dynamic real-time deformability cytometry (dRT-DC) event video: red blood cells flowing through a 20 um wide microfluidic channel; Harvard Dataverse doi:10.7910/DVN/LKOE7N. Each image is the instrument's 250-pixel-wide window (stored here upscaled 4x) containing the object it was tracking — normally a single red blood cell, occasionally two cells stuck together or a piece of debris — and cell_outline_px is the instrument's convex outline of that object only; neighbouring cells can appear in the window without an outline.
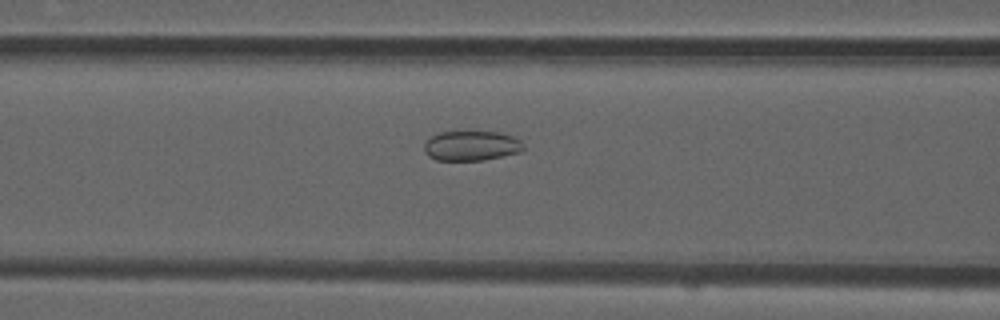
{"species": "common noctule bat (a hibernating species)", "species_latin": "Nyctalus noctula", "temperature_condition": "room temperature", "stored_images_in_passage": 47, "camera_frame_rate_fps": 3000, "um_per_image_px": 0.085, "animal": {"sex": "male", "forearm_length_mm": 52.5}, "frame": {"image": 1, "passage_image": 22, "time_ms": 7.0, "image_size_px": [1000, 320], "cell_outline_px": [[524, 148], [520, 152], [484, 160], [436, 160], [428, 156], [424, 152], [424, 144], [432, 136], [440, 132], [500, 132], [512, 136], [520, 140], [524, 144]], "centroid_in_image_um": [40.07, 12.39], "position_along_channel_um": 126.5, "area_um2": 17.22}}
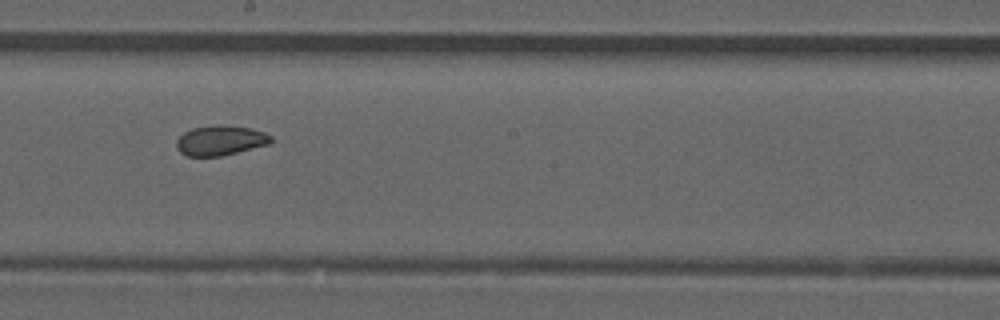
{"frame": {"image": 2, "passage_image": 30, "time_ms": 9.667, "image_size_px": [1000, 320], "cell_outline_px": [[272, 140], [268, 144], [220, 156], [188, 156], [180, 152], [176, 148], [176, 140], [184, 132], [192, 128], [216, 124], [220, 124], [252, 128], [264, 132], [272, 136]], "centroid_in_image_um": [18.71, 11.92], "position_along_channel_um": 229.5, "area_um2": 16.47}}
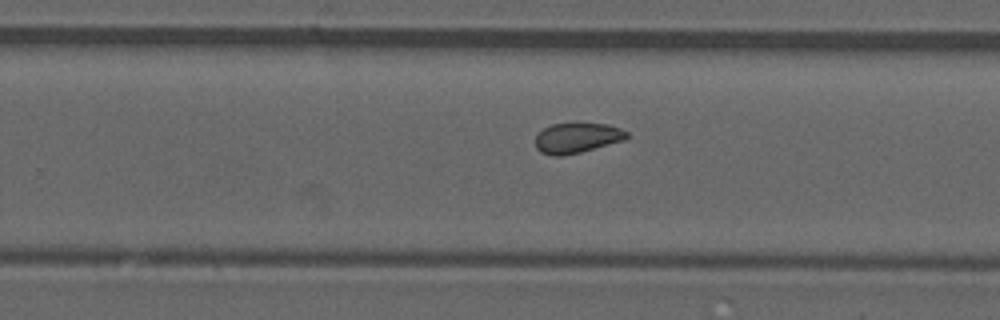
{"frame": {"image": 3, "passage_image": 34, "time_ms": 11.0, "image_size_px": [1000, 320], "cell_outline_px": [[628, 136], [624, 140], [580, 152], [564, 156], [552, 156], [540, 152], [536, 148], [536, 136], [544, 128], [552, 124], [608, 124], [620, 128], [628, 132]], "centroid_in_image_um": [49.04, 11.74], "position_along_channel_um": 280.8, "area_um2": 15.9}}